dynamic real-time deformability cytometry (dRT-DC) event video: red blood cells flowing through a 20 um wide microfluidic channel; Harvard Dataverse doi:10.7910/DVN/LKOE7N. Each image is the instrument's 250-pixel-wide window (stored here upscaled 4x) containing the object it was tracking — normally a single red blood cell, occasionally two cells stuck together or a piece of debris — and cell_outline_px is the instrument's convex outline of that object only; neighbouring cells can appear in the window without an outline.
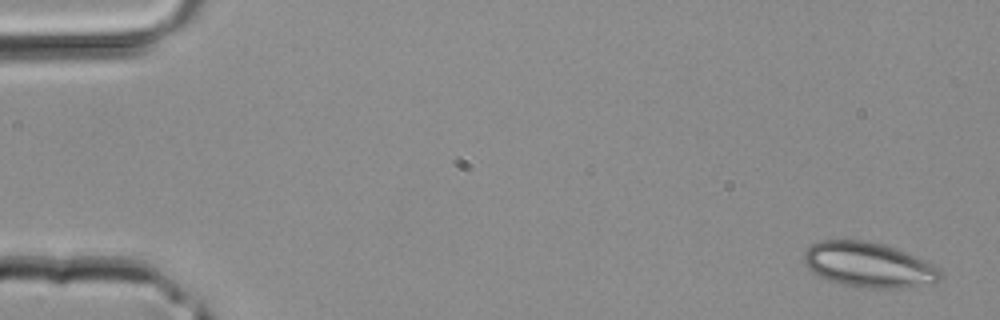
{"species": "common noctule bat (a hibernating species)", "species_latin": "Nyctalus noctula", "temperature_condition": "room temperature", "stored_images_in_passage": 39, "camera_frame_rate_fps": 3000, "um_per_image_px": 0.085, "animal": {"sex": "male", "body_mass_g": 20.4}, "frame": {"image": 1, "passage_image": 1, "time_ms": 0.0, "image_size_px": [1000, 320], "cell_outline_px": [[944, 276], [936, 284], [900, 288], [868, 288], [844, 284], [828, 280], [812, 272], [804, 264], [804, 252], [812, 244], [820, 240], [864, 240], [884, 244], [924, 260], [940, 268], [944, 272]], "centroid_in_image_um": [73.88, 22.52], "position_along_channel_um": 11.1, "area_um2": 36.01}}
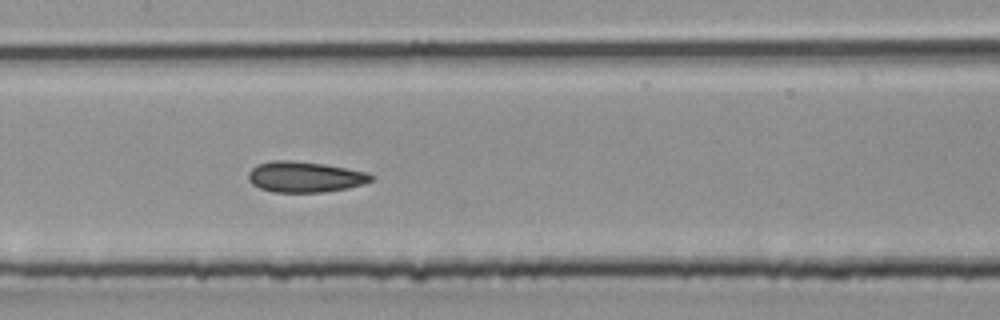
{"frame": {"image": 2, "passage_image": 19, "time_ms": 6.0, "image_size_px": [1000, 320], "cell_outline_px": [[372, 180], [364, 184], [348, 188], [320, 192], [272, 192], [260, 188], [252, 184], [248, 180], [248, 172], [256, 164], [272, 160], [288, 160], [324, 164], [368, 172], [372, 176]], "centroid_in_image_um": [25.88, 15.03], "position_along_channel_um": 181.5, "area_um2": 22.02}}
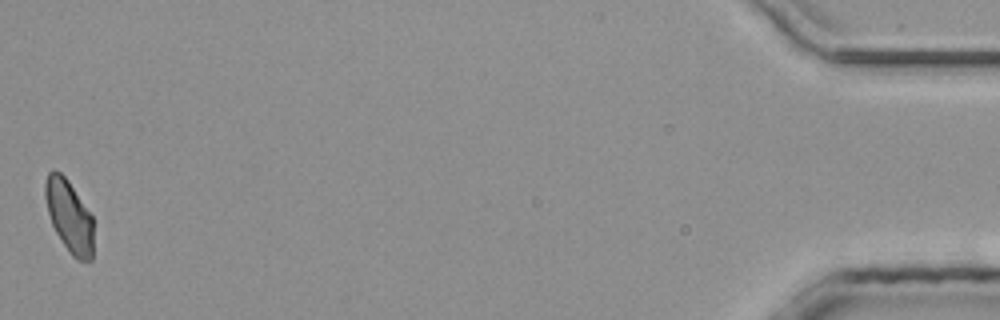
{"frame": {"image": 3, "passage_image": 39, "time_ms": 12.667, "image_size_px": [1000, 320], "cell_outline_px": [[92, 260], [76, 260], [72, 256], [56, 232], [52, 224], [48, 212], [44, 196], [44, 184], [48, 172], [60, 172], [68, 180], [92, 216]], "centroid_in_image_um": [5.86, 18.37], "position_along_channel_um": 429.3, "area_um2": 19.94}}